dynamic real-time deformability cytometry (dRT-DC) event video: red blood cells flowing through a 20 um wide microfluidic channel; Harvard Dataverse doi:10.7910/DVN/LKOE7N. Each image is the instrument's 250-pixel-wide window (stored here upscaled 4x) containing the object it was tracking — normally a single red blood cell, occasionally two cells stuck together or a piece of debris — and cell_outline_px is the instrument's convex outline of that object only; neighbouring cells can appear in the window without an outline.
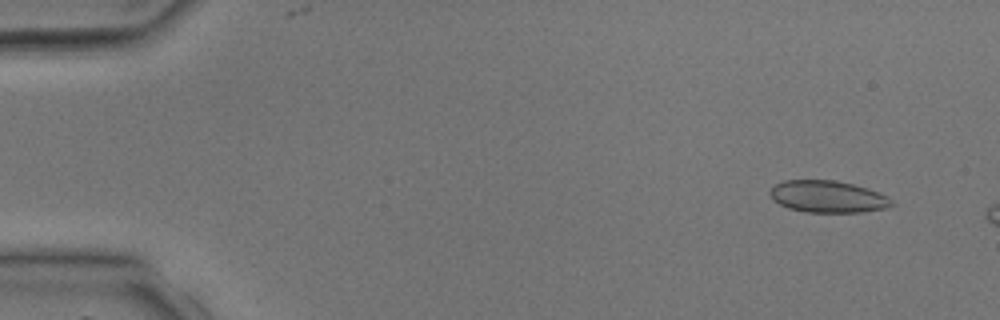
{"species": "common noctule bat (a hibernating species)", "species_latin": "Nyctalus noctula", "temperature_condition": "room temperature", "stored_images_in_passage": 4, "camera_frame_rate_fps": 3000, "um_per_image_px": 0.085, "animal": {"sex": "male", "body_mass_g": 17.9, "forearm_length_mm": 54.2}, "frame": {"image": 1, "passage_image": 1, "time_ms": 0.0, "image_size_px": [1000, 320], "cell_outline_px": [[896, 204], [884, 208], [860, 212], [804, 212], [788, 208], [772, 200], [768, 192], [776, 184], [784, 180], [836, 180], [868, 188], [892, 200]], "centroid_in_image_um": [70.31, 16.71], "position_along_channel_um": 14.7, "area_um2": 22.54}}